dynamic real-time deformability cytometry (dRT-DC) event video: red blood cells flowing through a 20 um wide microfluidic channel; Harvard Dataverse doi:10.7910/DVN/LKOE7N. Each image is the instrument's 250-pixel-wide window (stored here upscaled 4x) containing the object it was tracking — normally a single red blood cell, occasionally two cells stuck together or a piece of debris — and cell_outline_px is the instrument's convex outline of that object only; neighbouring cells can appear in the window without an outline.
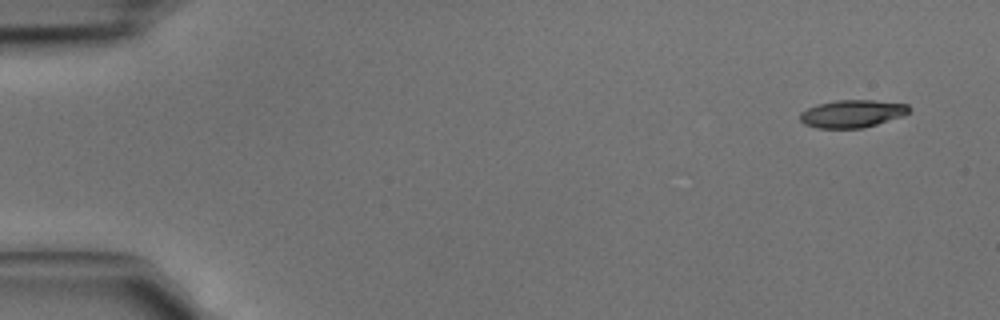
{"species": "common noctule bat (a hibernating species)", "species_latin": "Nyctalus noctula", "temperature_condition": "cold", "stored_images_in_passage": 5, "camera_frame_rate_fps": 3000, "um_per_image_px": 0.085, "animal": {"sex": "male", "body_mass_g": 15.6}, "frame": {"image": 1, "passage_image": 1, "time_ms": 0.0, "image_size_px": [1000, 320], "cell_outline_px": [[912, 112], [904, 116], [876, 124], [860, 128], [820, 128], [804, 124], [800, 120], [800, 112], [816, 104], [836, 100], [872, 100], [908, 104], [912, 108]], "centroid_in_image_um": [72.48, 9.65], "position_along_channel_um": 12.5, "area_um2": 17.69}}
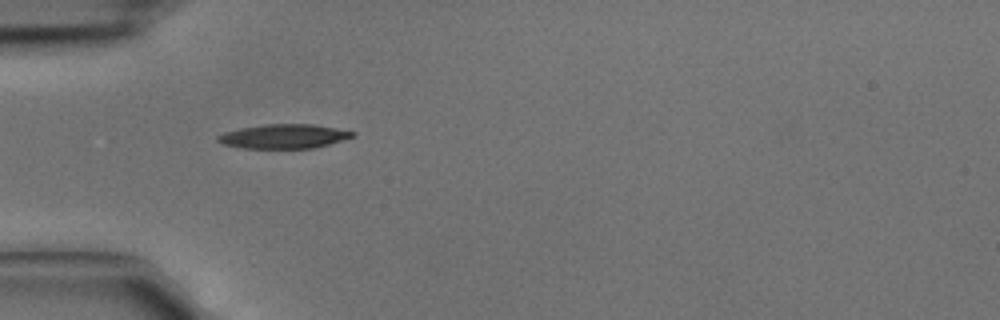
{"frame": {"image": 2, "passage_image": 4, "time_ms": 1.0, "image_size_px": [1000, 320], "cell_outline_px": [[356, 136], [328, 144], [312, 148], [244, 148], [224, 144], [216, 140], [216, 136], [224, 132], [240, 128], [268, 124], [312, 124], [356, 132]], "centroid_in_image_um": [24.12, 11.58], "position_along_channel_um": 60.9, "area_um2": 18.84}}